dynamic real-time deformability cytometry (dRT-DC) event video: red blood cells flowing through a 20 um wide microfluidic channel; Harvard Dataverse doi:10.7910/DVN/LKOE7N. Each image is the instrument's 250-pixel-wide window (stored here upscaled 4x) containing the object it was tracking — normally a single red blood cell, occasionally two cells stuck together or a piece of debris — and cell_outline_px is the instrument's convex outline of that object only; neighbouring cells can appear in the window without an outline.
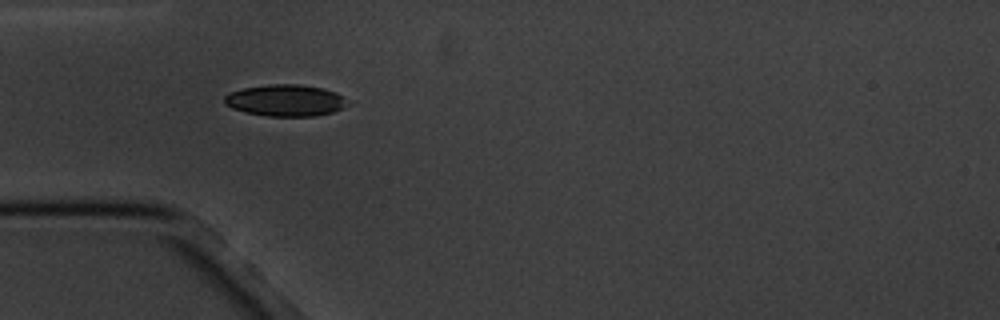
{"species": "common noctule bat (a hibernating species)", "species_latin": "Nyctalus noctula", "temperature_condition": "cold", "stored_images_in_passage": 10, "camera_frame_rate_fps": 3000, "um_per_image_px": 0.085, "animal": {"sex": "male", "body_mass_g": 20.1, "forearm_length_mm": 53.5}, "frame": {"image": 1, "passage_image": 3, "time_ms": 2.0, "image_size_px": [1000, 320], "cell_outline_px": [[340, 108], [332, 112], [312, 116], [268, 116], [244, 112], [232, 108], [224, 104], [224, 96], [232, 92], [244, 88], [268, 84], [296, 84], [324, 88], [336, 92], [340, 96]], "centroid_in_image_um": [24.14, 8.53], "position_along_channel_um": 60.9, "area_um2": 22.08}}
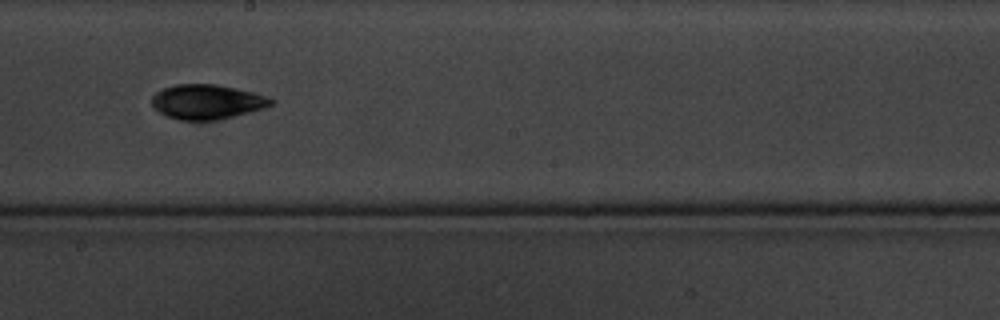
{"frame": {"image": 2, "passage_image": 7, "time_ms": 7.0, "image_size_px": [1000, 320], "cell_outline_px": [[276, 100], [272, 104], [264, 108], [220, 120], [180, 120], [168, 116], [160, 112], [152, 104], [152, 96], [156, 92], [164, 88], [176, 84], [216, 84], [236, 88], [252, 92]], "centroid_in_image_um": [17.6, 8.65], "position_along_channel_um": 230.6, "area_um2": 23.93}}
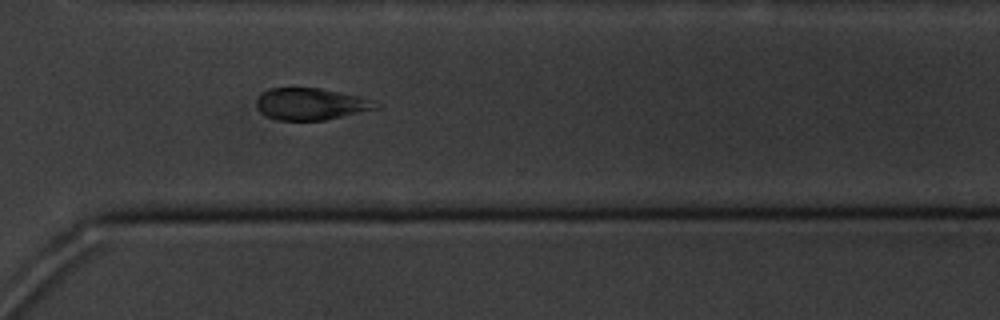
{"frame": {"image": 3, "passage_image": 10, "time_ms": 10.333, "image_size_px": [1000, 320], "cell_outline_px": [[380, 108], [324, 120], [276, 120], [264, 116], [256, 108], [256, 100], [268, 88], [320, 88], [360, 96], [372, 100], [380, 104]], "centroid_in_image_um": [26.41, 8.85], "position_along_channel_um": 344.2, "area_um2": 22.25}}